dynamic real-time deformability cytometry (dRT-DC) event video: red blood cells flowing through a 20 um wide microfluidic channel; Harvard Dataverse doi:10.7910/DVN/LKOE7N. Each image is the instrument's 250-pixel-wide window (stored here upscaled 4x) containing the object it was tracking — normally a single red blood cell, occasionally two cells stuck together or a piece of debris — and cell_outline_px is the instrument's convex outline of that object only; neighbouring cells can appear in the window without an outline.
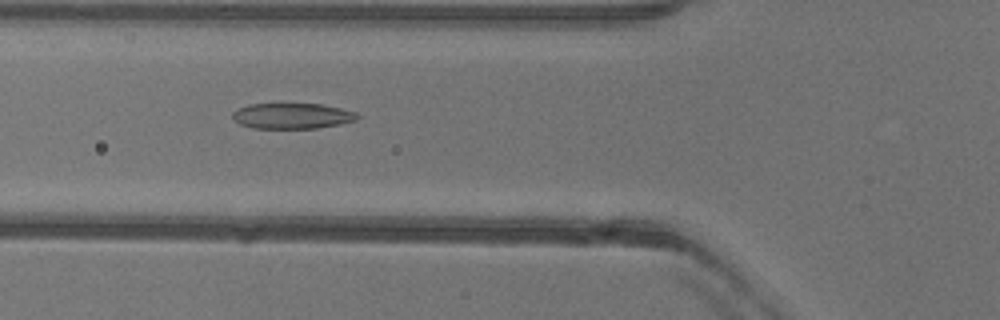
{"species": "common noctule bat (a hibernating species)", "species_latin": "Nyctalus noctula", "temperature_condition": "warm", "stored_images_in_passage": 39, "camera_frame_rate_fps": 3000, "um_per_image_px": 0.085, "animal": {"sex": "female"}, "frame": {"image": 1, "passage_image": 6, "time_ms": 1.667, "image_size_px": [1000, 320], "cell_outline_px": [[360, 116], [356, 120], [340, 124], [316, 128], [252, 128], [240, 124], [232, 116], [232, 112], [236, 108], [248, 104], [320, 104], [340, 108], [356, 112]], "centroid_in_image_um": [24.82, 9.85], "position_along_channel_um": 101.0, "area_um2": 18.61}}
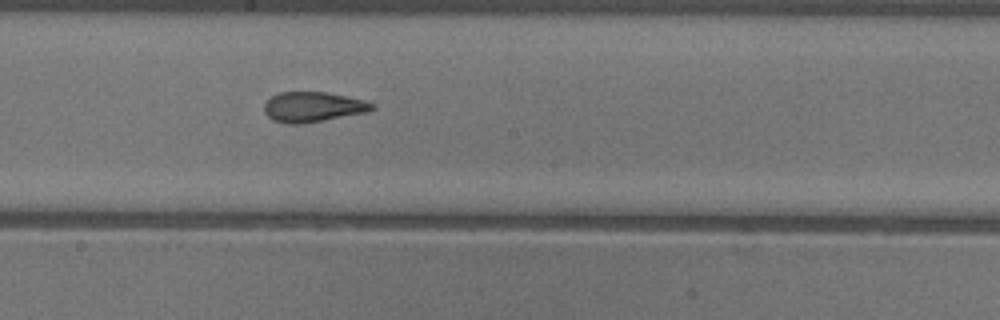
{"frame": {"image": 2, "passage_image": 15, "time_ms": 4.667, "image_size_px": [1000, 320], "cell_outline_px": [[376, 108], [368, 112], [324, 120], [300, 124], [288, 124], [272, 120], [264, 112], [264, 104], [272, 96], [280, 92], [328, 92], [364, 100], [376, 104]], "centroid_in_image_um": [26.62, 9.09], "position_along_channel_um": 221.6, "area_um2": 19.02}}
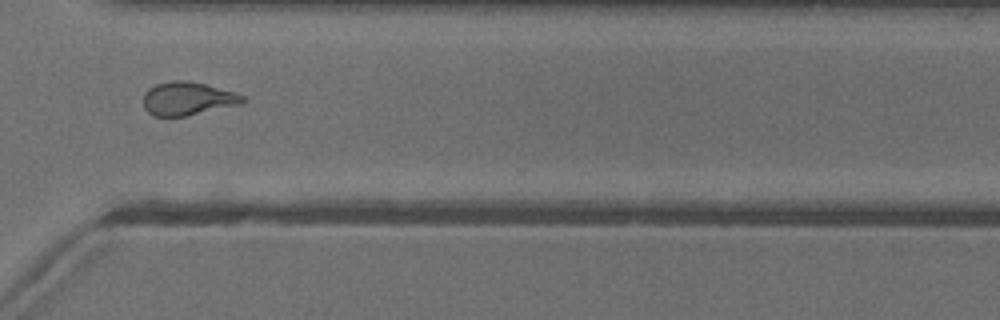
{"frame": {"image": 3, "passage_image": 25, "time_ms": 8.0, "image_size_px": [1000, 320], "cell_outline_px": [[248, 100], [240, 104], [184, 116], [152, 116], [144, 108], [144, 92], [148, 88], [156, 84], [172, 80], [188, 80], [236, 92], [244, 96]], "centroid_in_image_um": [15.94, 8.37], "position_along_channel_um": 354.7, "area_um2": 19.31}, "authors_computed_cell_mechanics": {"area_um2": 19.3052, "velocity_mm_per_s": 4.0109, "shape_relaxation_time_tau1_ms": 5.039, "shape_relaxation_time_tau2_ms": 1.3038, "deformation_change_tau1": 0.1735, "deformation_change_tau2": 0.095}}